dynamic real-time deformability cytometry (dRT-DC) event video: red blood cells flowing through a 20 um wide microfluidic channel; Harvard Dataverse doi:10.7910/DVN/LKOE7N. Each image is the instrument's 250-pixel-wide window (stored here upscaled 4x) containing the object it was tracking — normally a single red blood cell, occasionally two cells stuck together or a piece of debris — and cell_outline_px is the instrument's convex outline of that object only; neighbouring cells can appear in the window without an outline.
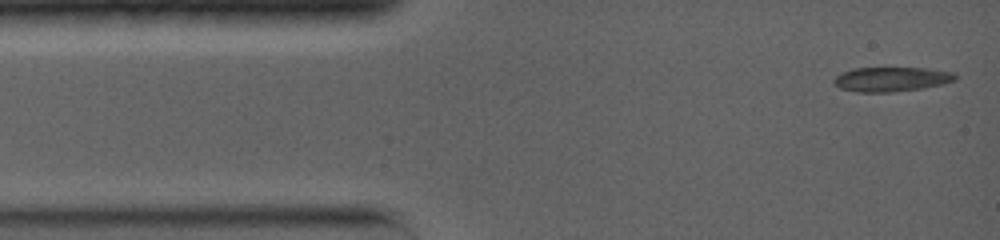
{"species": "common noctule bat (a hibernating species)", "species_latin": "Nyctalus noctula", "temperature_condition": "warm", "stored_images_in_passage": 10, "camera_frame_rate_fps": 5000, "um_per_image_px": 0.085, "animal": {"sex": "female", "body_mass_g": 19.0, "forearm_length_mm": 56.7}, "frame": {"image": 1, "passage_image": 1, "time_ms": 0.0, "image_size_px": [1000, 240], "cell_outline_px": [[956, 80], [944, 84], [924, 88], [892, 92], [856, 92], [840, 88], [832, 80], [836, 76], [852, 68], [928, 68], [952, 72], [956, 76]], "centroid_in_image_um": [75.79, 6.74], "position_along_channel_um": 9.2, "area_um2": 17.34}}
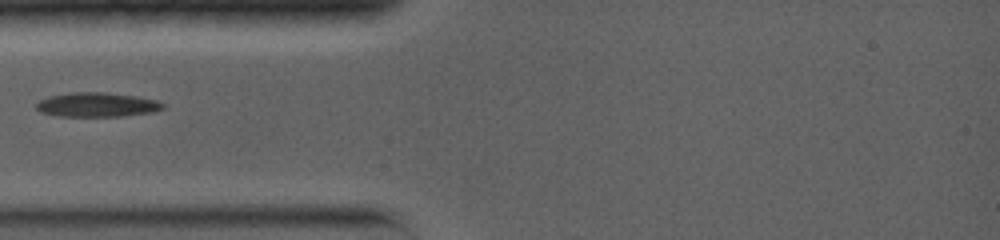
{"frame": {"image": 2, "passage_image": 7, "time_ms": 3.4, "image_size_px": [1000, 240], "cell_outline_px": [[164, 108], [152, 112], [120, 116], [56, 116], [40, 112], [36, 108], [36, 104], [40, 100], [48, 96], [72, 92], [104, 92], [136, 96], [156, 100], [164, 104]], "centroid_in_image_um": [8.21, 8.9], "position_along_channel_um": 76.8, "area_um2": 17.92}}
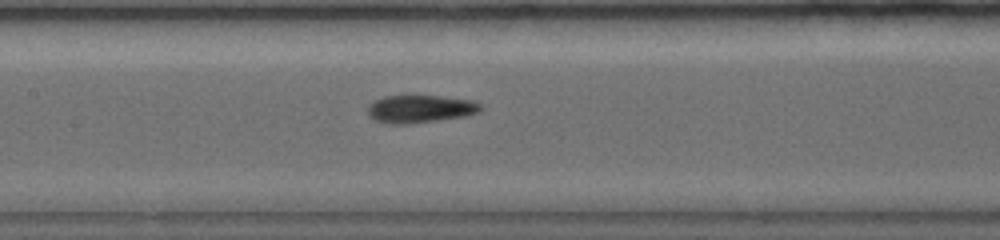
{"frame": {"image": 3, "passage_image": 10, "time_ms": 5.8, "image_size_px": [1000, 240], "cell_outline_px": [[484, 108], [480, 112], [468, 116], [408, 124], [388, 124], [376, 120], [368, 116], [368, 108], [372, 100], [384, 96], [440, 96], [472, 100], [480, 104]], "centroid_in_image_um": [35.73, 9.26], "position_along_channel_um": 171.7, "area_um2": 18.44}}